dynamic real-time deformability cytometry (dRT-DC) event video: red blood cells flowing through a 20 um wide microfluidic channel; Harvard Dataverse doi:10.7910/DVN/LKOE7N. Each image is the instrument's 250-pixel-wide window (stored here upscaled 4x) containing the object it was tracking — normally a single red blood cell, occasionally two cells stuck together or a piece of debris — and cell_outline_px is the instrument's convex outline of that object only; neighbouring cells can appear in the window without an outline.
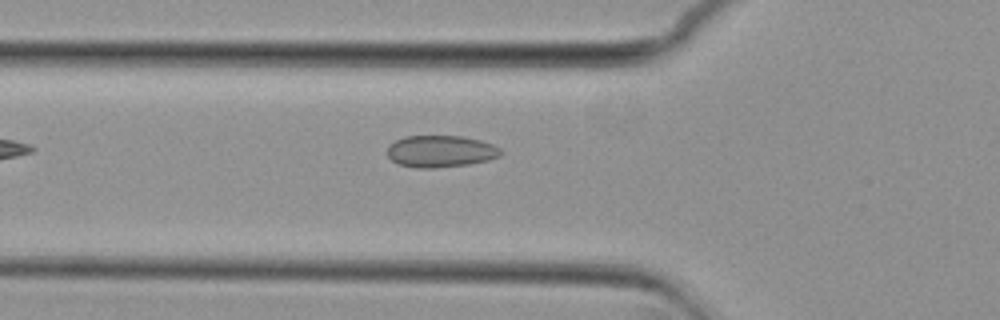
{"species": "common noctule bat (a hibernating species)", "species_latin": "Nyctalus noctula", "temperature_condition": "cold", "stored_images_in_passage": 40, "camera_frame_rate_fps": 3000, "um_per_image_px": 0.085, "animal": {"sex": "female", "body_mass_g": 29.2, "forearm_length_mm": 56.3}, "frame": {"image": 1, "passage_image": 4, "time_ms": 1.0, "image_size_px": [1000, 320], "cell_outline_px": [[504, 152], [500, 156], [488, 160], [468, 164], [432, 168], [416, 168], [400, 164], [392, 160], [388, 156], [388, 144], [404, 136], [460, 136], [480, 140], [492, 144], [500, 148]], "centroid_in_image_um": [37.46, 12.86], "position_along_channel_um": 88.3, "area_um2": 21.04}}
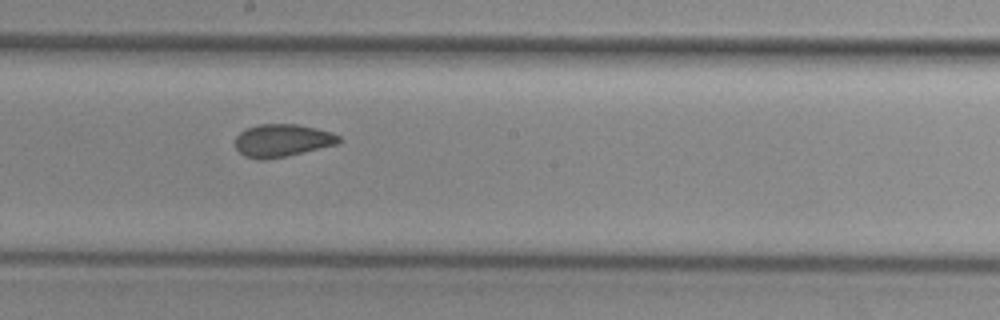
{"frame": {"image": 2, "passage_image": 15, "time_ms": 4.667, "image_size_px": [1000, 320], "cell_outline_px": [[344, 140], [336, 144], [284, 156], [264, 160], [260, 160], [244, 156], [236, 148], [236, 136], [244, 128], [256, 124], [296, 124], [316, 128], [332, 132], [340, 136]], "centroid_in_image_um": [23.97, 11.92], "position_along_channel_um": 224.2, "area_um2": 19.71}}
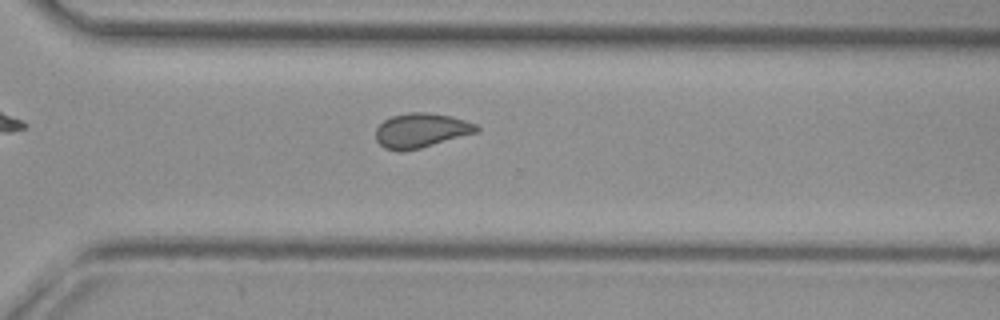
{"frame": {"image": 3, "passage_image": 24, "time_ms": 7.667, "image_size_px": [1000, 320], "cell_outline_px": [[480, 128], [476, 132], [420, 148], [400, 152], [384, 148], [376, 140], [376, 128], [384, 120], [392, 116], [408, 112], [428, 112], [452, 116], [476, 124]], "centroid_in_image_um": [35.76, 11.08], "position_along_channel_um": 334.8, "area_um2": 20.17}, "authors_computed_cell_mechanics": {"area_um2": 20.0566, "velocity_mm_per_s": 3.6945, "shape_relaxation_time_tau1_ms": null, "shape_relaxation_time_tau2_ms": 1.7401, "deformation_change_tau1": null, "deformation_change_tau2": 0.0526}}